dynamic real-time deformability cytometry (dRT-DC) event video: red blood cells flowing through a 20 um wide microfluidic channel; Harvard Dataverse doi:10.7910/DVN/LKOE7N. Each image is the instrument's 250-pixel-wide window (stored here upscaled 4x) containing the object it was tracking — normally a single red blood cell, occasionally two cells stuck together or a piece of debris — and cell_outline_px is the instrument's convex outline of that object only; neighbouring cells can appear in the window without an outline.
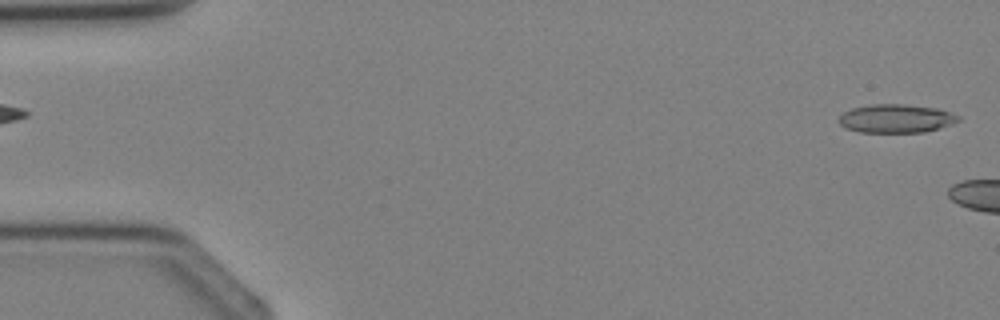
{"species": "Egyptian fruit bat (a non-hibernating species)", "species_latin": "Rousettus aegyptiacus", "temperature_condition": "cold", "stored_images_in_passage": 3, "segment_of_instrument_passage": [2, 2], "camera_frame_rate_fps": 3000, "um_per_image_px": 0.085, "animal": {"sex": "female"}, "frame": {"image": 1, "passage_image": 3, "time_ms": 3.333, "image_size_px": [1000, 320], "cell_outline_px": [[960, 120], [952, 124], [924, 132], [860, 132], [848, 128], [840, 124], [840, 116], [844, 112], [852, 108], [872, 104], [904, 104], [936, 108], [960, 116]], "centroid_in_image_um": [76.18, 10.07], "position_along_channel_um": 8.8, "area_um2": 19.59}}